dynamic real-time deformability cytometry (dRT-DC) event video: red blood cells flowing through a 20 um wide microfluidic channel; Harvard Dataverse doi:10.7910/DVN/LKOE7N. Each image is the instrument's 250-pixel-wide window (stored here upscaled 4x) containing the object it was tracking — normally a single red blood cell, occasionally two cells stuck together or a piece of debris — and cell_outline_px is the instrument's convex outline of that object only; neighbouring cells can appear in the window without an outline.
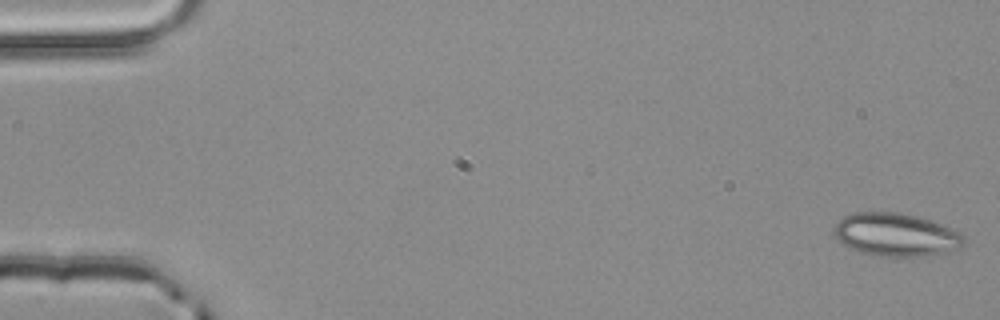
{"species": "common noctule bat (a hibernating species)", "species_latin": "Nyctalus noctula", "temperature_condition": "room temperature", "stored_images_in_passage": 4, "camera_frame_rate_fps": 3000, "um_per_image_px": 0.085, "animal": {"sex": "male", "body_mass_g": 20.4}, "frame": {"image": 1, "passage_image": 1, "time_ms": 0.0, "image_size_px": [1000, 320], "cell_outline_px": [[964, 244], [960, 248], [948, 252], [912, 260], [876, 256], [860, 252], [836, 240], [832, 228], [844, 216], [852, 212], [900, 212], [916, 216], [940, 224], [964, 236]], "centroid_in_image_um": [76.14, 20.0], "position_along_channel_um": 8.9, "area_um2": 33.35}}